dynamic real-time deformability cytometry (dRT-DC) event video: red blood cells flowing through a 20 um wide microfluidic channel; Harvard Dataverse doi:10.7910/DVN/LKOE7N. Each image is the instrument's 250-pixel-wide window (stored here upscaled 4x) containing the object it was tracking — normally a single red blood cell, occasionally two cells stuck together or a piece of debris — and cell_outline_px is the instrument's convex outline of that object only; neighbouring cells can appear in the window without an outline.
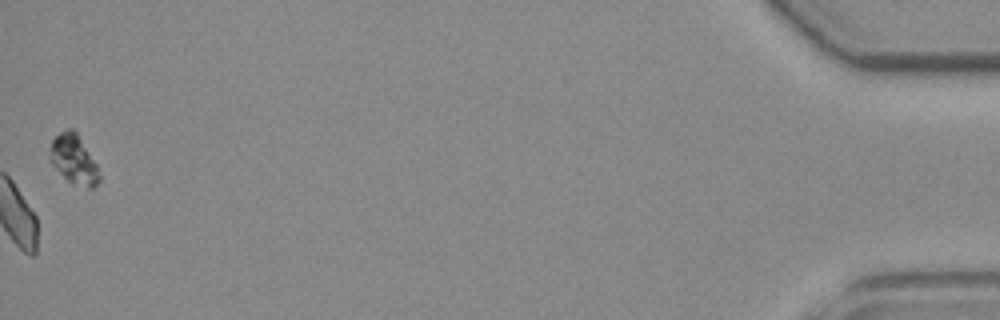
{"species": "common noctule bat (a hibernating species)", "species_latin": "Nyctalus noctula", "temperature_condition": "room temperature", "stored_images_in_passage": 43, "camera_frame_rate_fps": 3000, "um_per_image_px": 0.085, "animal": {"sex": "female", "body_mass_g": 19.3, "forearm_length_mm": 54.1}, "frame": {"image": 1, "passage_image": 43, "time_ms": 14.0, "image_size_px": [1000, 320], "cell_outline_px": [[100, 180], [92, 188], [88, 188], [72, 184], [52, 164], [48, 156], [52, 140], [60, 132], [68, 128], [72, 128], [76, 132], [96, 164], [100, 176]], "centroid_in_image_um": [6.26, 13.56], "position_along_channel_um": 428.9, "area_um2": 13.93}, "authors_computed_cell_mechanics": {"area_um2": 17.2244, "velocity_mm_per_s": 3.7557, "shape_relaxation_time_tau1_ms": 8.0842, "shape_relaxation_time_tau2_ms": 3.4398, "deformation_change_tau1": 0.1334, "deformation_change_tau2": 0.0838}}